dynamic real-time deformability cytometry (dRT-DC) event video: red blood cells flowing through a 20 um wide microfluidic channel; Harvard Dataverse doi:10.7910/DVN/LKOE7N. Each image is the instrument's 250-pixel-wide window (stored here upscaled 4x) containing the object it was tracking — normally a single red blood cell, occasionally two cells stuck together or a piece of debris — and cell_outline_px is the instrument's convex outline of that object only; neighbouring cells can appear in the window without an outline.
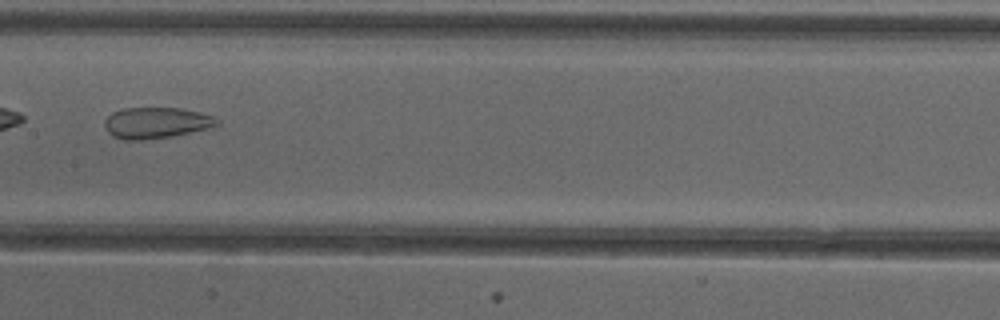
{"species": "common noctule bat (a hibernating species)", "species_latin": "Nyctalus noctula", "temperature_condition": "cold", "stored_images_in_passage": 34, "camera_frame_rate_fps": 3000, "um_per_image_px": 0.085, "animal": {"sex": "female"}, "frame": {"image": 1, "passage_image": 10, "time_ms": 3.0, "image_size_px": [1000, 320], "cell_outline_px": [[220, 124], [172, 136], [140, 140], [124, 140], [112, 136], [104, 128], [104, 120], [112, 112], [120, 108], [180, 108], [200, 112], [212, 116], [220, 120]], "centroid_in_image_um": [13.21, 10.43], "position_along_channel_um": 194.2, "area_um2": 20.29}, "authors_computed_cell_mechanics": {"area_um2": 23.9292, "velocity_mm_per_s": 3.9924, "shape_relaxation_time_tau1_ms": null, "shape_relaxation_time_tau2_ms": 1.5572, "deformation_change_tau1": null, "deformation_change_tau2": 0.0882}}